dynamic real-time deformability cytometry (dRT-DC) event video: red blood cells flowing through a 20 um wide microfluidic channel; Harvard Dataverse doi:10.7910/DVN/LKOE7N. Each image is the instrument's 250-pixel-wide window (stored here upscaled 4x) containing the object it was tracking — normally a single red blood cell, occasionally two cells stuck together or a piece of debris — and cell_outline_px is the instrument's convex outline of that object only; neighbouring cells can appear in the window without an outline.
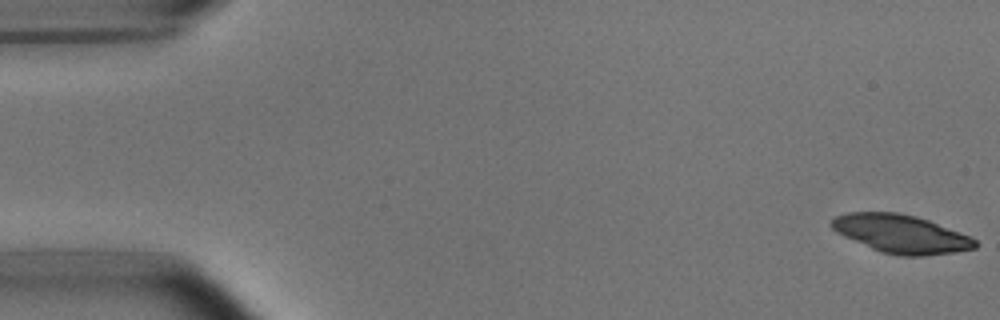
{"species": "common noctule bat (a hibernating species)", "species_latin": "Nyctalus noctula", "temperature_condition": "room temperature", "stored_images_in_passage": 47, "camera_frame_rate_fps": 3000, "um_per_image_px": 0.085, "animal": {"sex": "male", "body_mass_g": 15.6}, "frame": {"image": 1, "passage_image": 1, "time_ms": 0.0, "image_size_px": [1000, 320], "cell_outline_px": [[976, 248], [952, 252], [924, 256], [900, 256], [880, 252], [844, 236], [836, 232], [828, 224], [836, 216], [848, 212], [896, 212], [916, 216], [928, 220], [968, 236], [976, 240]], "centroid_in_image_um": [76.53, 19.88], "position_along_channel_um": 8.5, "area_um2": 31.73}}